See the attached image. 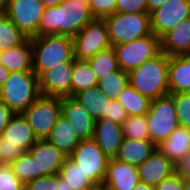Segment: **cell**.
Masks as SVG:
<instances>
[{
	"label": "cell",
	"mask_w": 190,
	"mask_h": 190,
	"mask_svg": "<svg viewBox=\"0 0 190 190\" xmlns=\"http://www.w3.org/2000/svg\"><path fill=\"white\" fill-rule=\"evenodd\" d=\"M116 12L120 13H148L147 0H117Z\"/></svg>",
	"instance_id": "obj_39"
},
{
	"label": "cell",
	"mask_w": 190,
	"mask_h": 190,
	"mask_svg": "<svg viewBox=\"0 0 190 190\" xmlns=\"http://www.w3.org/2000/svg\"><path fill=\"white\" fill-rule=\"evenodd\" d=\"M13 115L14 113L0 101V136Z\"/></svg>",
	"instance_id": "obj_43"
},
{
	"label": "cell",
	"mask_w": 190,
	"mask_h": 190,
	"mask_svg": "<svg viewBox=\"0 0 190 190\" xmlns=\"http://www.w3.org/2000/svg\"><path fill=\"white\" fill-rule=\"evenodd\" d=\"M97 80L119 70L113 46L98 52L88 60Z\"/></svg>",
	"instance_id": "obj_30"
},
{
	"label": "cell",
	"mask_w": 190,
	"mask_h": 190,
	"mask_svg": "<svg viewBox=\"0 0 190 190\" xmlns=\"http://www.w3.org/2000/svg\"><path fill=\"white\" fill-rule=\"evenodd\" d=\"M103 19L111 46L128 43L152 33L149 13L115 12Z\"/></svg>",
	"instance_id": "obj_6"
},
{
	"label": "cell",
	"mask_w": 190,
	"mask_h": 190,
	"mask_svg": "<svg viewBox=\"0 0 190 190\" xmlns=\"http://www.w3.org/2000/svg\"><path fill=\"white\" fill-rule=\"evenodd\" d=\"M26 38L6 15H0V51L17 46Z\"/></svg>",
	"instance_id": "obj_33"
},
{
	"label": "cell",
	"mask_w": 190,
	"mask_h": 190,
	"mask_svg": "<svg viewBox=\"0 0 190 190\" xmlns=\"http://www.w3.org/2000/svg\"><path fill=\"white\" fill-rule=\"evenodd\" d=\"M123 138L150 140L146 115H131L122 123Z\"/></svg>",
	"instance_id": "obj_34"
},
{
	"label": "cell",
	"mask_w": 190,
	"mask_h": 190,
	"mask_svg": "<svg viewBox=\"0 0 190 190\" xmlns=\"http://www.w3.org/2000/svg\"><path fill=\"white\" fill-rule=\"evenodd\" d=\"M168 0H147V11L151 14L154 10L161 7Z\"/></svg>",
	"instance_id": "obj_44"
},
{
	"label": "cell",
	"mask_w": 190,
	"mask_h": 190,
	"mask_svg": "<svg viewBox=\"0 0 190 190\" xmlns=\"http://www.w3.org/2000/svg\"><path fill=\"white\" fill-rule=\"evenodd\" d=\"M69 158L96 185H102L110 160L93 139L81 140Z\"/></svg>",
	"instance_id": "obj_11"
},
{
	"label": "cell",
	"mask_w": 190,
	"mask_h": 190,
	"mask_svg": "<svg viewBox=\"0 0 190 190\" xmlns=\"http://www.w3.org/2000/svg\"><path fill=\"white\" fill-rule=\"evenodd\" d=\"M46 140L69 157L81 139L77 136L70 122L61 115Z\"/></svg>",
	"instance_id": "obj_25"
},
{
	"label": "cell",
	"mask_w": 190,
	"mask_h": 190,
	"mask_svg": "<svg viewBox=\"0 0 190 190\" xmlns=\"http://www.w3.org/2000/svg\"><path fill=\"white\" fill-rule=\"evenodd\" d=\"M40 96L38 76L33 71L11 72L0 88V101L14 114H22Z\"/></svg>",
	"instance_id": "obj_4"
},
{
	"label": "cell",
	"mask_w": 190,
	"mask_h": 190,
	"mask_svg": "<svg viewBox=\"0 0 190 190\" xmlns=\"http://www.w3.org/2000/svg\"><path fill=\"white\" fill-rule=\"evenodd\" d=\"M133 190H154L151 186L148 184H144L142 182H139Z\"/></svg>",
	"instance_id": "obj_49"
},
{
	"label": "cell",
	"mask_w": 190,
	"mask_h": 190,
	"mask_svg": "<svg viewBox=\"0 0 190 190\" xmlns=\"http://www.w3.org/2000/svg\"><path fill=\"white\" fill-rule=\"evenodd\" d=\"M129 84L127 72L119 69L98 80V87L109 98L117 99L118 95Z\"/></svg>",
	"instance_id": "obj_31"
},
{
	"label": "cell",
	"mask_w": 190,
	"mask_h": 190,
	"mask_svg": "<svg viewBox=\"0 0 190 190\" xmlns=\"http://www.w3.org/2000/svg\"><path fill=\"white\" fill-rule=\"evenodd\" d=\"M73 62L52 66L38 76L40 93L56 98L71 97V75Z\"/></svg>",
	"instance_id": "obj_14"
},
{
	"label": "cell",
	"mask_w": 190,
	"mask_h": 190,
	"mask_svg": "<svg viewBox=\"0 0 190 190\" xmlns=\"http://www.w3.org/2000/svg\"><path fill=\"white\" fill-rule=\"evenodd\" d=\"M139 183L138 168L110 159L107 164L106 176L101 186H108L117 190H133Z\"/></svg>",
	"instance_id": "obj_19"
},
{
	"label": "cell",
	"mask_w": 190,
	"mask_h": 190,
	"mask_svg": "<svg viewBox=\"0 0 190 190\" xmlns=\"http://www.w3.org/2000/svg\"><path fill=\"white\" fill-rule=\"evenodd\" d=\"M61 115L70 122L81 140L93 138L96 120L76 99L73 97L61 98Z\"/></svg>",
	"instance_id": "obj_15"
},
{
	"label": "cell",
	"mask_w": 190,
	"mask_h": 190,
	"mask_svg": "<svg viewBox=\"0 0 190 190\" xmlns=\"http://www.w3.org/2000/svg\"><path fill=\"white\" fill-rule=\"evenodd\" d=\"M24 190H58V174L36 178L26 183Z\"/></svg>",
	"instance_id": "obj_38"
},
{
	"label": "cell",
	"mask_w": 190,
	"mask_h": 190,
	"mask_svg": "<svg viewBox=\"0 0 190 190\" xmlns=\"http://www.w3.org/2000/svg\"><path fill=\"white\" fill-rule=\"evenodd\" d=\"M32 128L22 114H14L0 136V163L11 164L36 143Z\"/></svg>",
	"instance_id": "obj_5"
},
{
	"label": "cell",
	"mask_w": 190,
	"mask_h": 190,
	"mask_svg": "<svg viewBox=\"0 0 190 190\" xmlns=\"http://www.w3.org/2000/svg\"><path fill=\"white\" fill-rule=\"evenodd\" d=\"M146 118L150 141L158 146L179 126L172 96L167 94L151 100Z\"/></svg>",
	"instance_id": "obj_7"
},
{
	"label": "cell",
	"mask_w": 190,
	"mask_h": 190,
	"mask_svg": "<svg viewBox=\"0 0 190 190\" xmlns=\"http://www.w3.org/2000/svg\"><path fill=\"white\" fill-rule=\"evenodd\" d=\"M128 116L129 115L124 107L116 99H111L108 103L107 112L104 114L103 118L122 125Z\"/></svg>",
	"instance_id": "obj_40"
},
{
	"label": "cell",
	"mask_w": 190,
	"mask_h": 190,
	"mask_svg": "<svg viewBox=\"0 0 190 190\" xmlns=\"http://www.w3.org/2000/svg\"><path fill=\"white\" fill-rule=\"evenodd\" d=\"M10 71L6 69L1 63H0V88L3 86V84L7 81L10 75Z\"/></svg>",
	"instance_id": "obj_45"
},
{
	"label": "cell",
	"mask_w": 190,
	"mask_h": 190,
	"mask_svg": "<svg viewBox=\"0 0 190 190\" xmlns=\"http://www.w3.org/2000/svg\"><path fill=\"white\" fill-rule=\"evenodd\" d=\"M22 115L37 139H46L61 116V98L41 95Z\"/></svg>",
	"instance_id": "obj_10"
},
{
	"label": "cell",
	"mask_w": 190,
	"mask_h": 190,
	"mask_svg": "<svg viewBox=\"0 0 190 190\" xmlns=\"http://www.w3.org/2000/svg\"><path fill=\"white\" fill-rule=\"evenodd\" d=\"M128 75L129 84L150 100L169 94L168 56L163 52L131 70Z\"/></svg>",
	"instance_id": "obj_2"
},
{
	"label": "cell",
	"mask_w": 190,
	"mask_h": 190,
	"mask_svg": "<svg viewBox=\"0 0 190 190\" xmlns=\"http://www.w3.org/2000/svg\"><path fill=\"white\" fill-rule=\"evenodd\" d=\"M190 17V0H168L150 14L151 32L162 38L174 26Z\"/></svg>",
	"instance_id": "obj_13"
},
{
	"label": "cell",
	"mask_w": 190,
	"mask_h": 190,
	"mask_svg": "<svg viewBox=\"0 0 190 190\" xmlns=\"http://www.w3.org/2000/svg\"><path fill=\"white\" fill-rule=\"evenodd\" d=\"M176 109L179 126L190 130V93L170 94Z\"/></svg>",
	"instance_id": "obj_35"
},
{
	"label": "cell",
	"mask_w": 190,
	"mask_h": 190,
	"mask_svg": "<svg viewBox=\"0 0 190 190\" xmlns=\"http://www.w3.org/2000/svg\"><path fill=\"white\" fill-rule=\"evenodd\" d=\"M102 187H103V190H117V189H112V188H110L108 186H102Z\"/></svg>",
	"instance_id": "obj_53"
},
{
	"label": "cell",
	"mask_w": 190,
	"mask_h": 190,
	"mask_svg": "<svg viewBox=\"0 0 190 190\" xmlns=\"http://www.w3.org/2000/svg\"><path fill=\"white\" fill-rule=\"evenodd\" d=\"M119 69L129 73L161 53V39L153 33L128 43L113 46Z\"/></svg>",
	"instance_id": "obj_8"
},
{
	"label": "cell",
	"mask_w": 190,
	"mask_h": 190,
	"mask_svg": "<svg viewBox=\"0 0 190 190\" xmlns=\"http://www.w3.org/2000/svg\"><path fill=\"white\" fill-rule=\"evenodd\" d=\"M156 149L150 140L123 138L116 160L133 166H140Z\"/></svg>",
	"instance_id": "obj_23"
},
{
	"label": "cell",
	"mask_w": 190,
	"mask_h": 190,
	"mask_svg": "<svg viewBox=\"0 0 190 190\" xmlns=\"http://www.w3.org/2000/svg\"><path fill=\"white\" fill-rule=\"evenodd\" d=\"M169 94L190 93V55L168 57Z\"/></svg>",
	"instance_id": "obj_21"
},
{
	"label": "cell",
	"mask_w": 190,
	"mask_h": 190,
	"mask_svg": "<svg viewBox=\"0 0 190 190\" xmlns=\"http://www.w3.org/2000/svg\"><path fill=\"white\" fill-rule=\"evenodd\" d=\"M10 0H0V15H5Z\"/></svg>",
	"instance_id": "obj_47"
},
{
	"label": "cell",
	"mask_w": 190,
	"mask_h": 190,
	"mask_svg": "<svg viewBox=\"0 0 190 190\" xmlns=\"http://www.w3.org/2000/svg\"><path fill=\"white\" fill-rule=\"evenodd\" d=\"M74 59L88 61L98 52L111 47L103 18H93L73 38Z\"/></svg>",
	"instance_id": "obj_9"
},
{
	"label": "cell",
	"mask_w": 190,
	"mask_h": 190,
	"mask_svg": "<svg viewBox=\"0 0 190 190\" xmlns=\"http://www.w3.org/2000/svg\"><path fill=\"white\" fill-rule=\"evenodd\" d=\"M0 190H24V184L16 177L9 164H0Z\"/></svg>",
	"instance_id": "obj_36"
},
{
	"label": "cell",
	"mask_w": 190,
	"mask_h": 190,
	"mask_svg": "<svg viewBox=\"0 0 190 190\" xmlns=\"http://www.w3.org/2000/svg\"><path fill=\"white\" fill-rule=\"evenodd\" d=\"M161 52L168 57L190 55V17L179 22L161 38Z\"/></svg>",
	"instance_id": "obj_20"
},
{
	"label": "cell",
	"mask_w": 190,
	"mask_h": 190,
	"mask_svg": "<svg viewBox=\"0 0 190 190\" xmlns=\"http://www.w3.org/2000/svg\"><path fill=\"white\" fill-rule=\"evenodd\" d=\"M92 139L109 159H113L123 140L122 126L106 118L98 119Z\"/></svg>",
	"instance_id": "obj_18"
},
{
	"label": "cell",
	"mask_w": 190,
	"mask_h": 190,
	"mask_svg": "<svg viewBox=\"0 0 190 190\" xmlns=\"http://www.w3.org/2000/svg\"><path fill=\"white\" fill-rule=\"evenodd\" d=\"M117 0H89L88 5L94 18H105L116 12Z\"/></svg>",
	"instance_id": "obj_37"
},
{
	"label": "cell",
	"mask_w": 190,
	"mask_h": 190,
	"mask_svg": "<svg viewBox=\"0 0 190 190\" xmlns=\"http://www.w3.org/2000/svg\"><path fill=\"white\" fill-rule=\"evenodd\" d=\"M58 190H71L67 182L58 176Z\"/></svg>",
	"instance_id": "obj_48"
},
{
	"label": "cell",
	"mask_w": 190,
	"mask_h": 190,
	"mask_svg": "<svg viewBox=\"0 0 190 190\" xmlns=\"http://www.w3.org/2000/svg\"><path fill=\"white\" fill-rule=\"evenodd\" d=\"M28 152L37 161L38 178L58 174L67 157L46 139L37 140Z\"/></svg>",
	"instance_id": "obj_16"
},
{
	"label": "cell",
	"mask_w": 190,
	"mask_h": 190,
	"mask_svg": "<svg viewBox=\"0 0 190 190\" xmlns=\"http://www.w3.org/2000/svg\"><path fill=\"white\" fill-rule=\"evenodd\" d=\"M127 111L128 115H146L151 100L128 84L116 99Z\"/></svg>",
	"instance_id": "obj_29"
},
{
	"label": "cell",
	"mask_w": 190,
	"mask_h": 190,
	"mask_svg": "<svg viewBox=\"0 0 190 190\" xmlns=\"http://www.w3.org/2000/svg\"><path fill=\"white\" fill-rule=\"evenodd\" d=\"M44 5L40 0H10L5 15L27 37L39 36Z\"/></svg>",
	"instance_id": "obj_12"
},
{
	"label": "cell",
	"mask_w": 190,
	"mask_h": 190,
	"mask_svg": "<svg viewBox=\"0 0 190 190\" xmlns=\"http://www.w3.org/2000/svg\"><path fill=\"white\" fill-rule=\"evenodd\" d=\"M44 7L57 6L64 0H40Z\"/></svg>",
	"instance_id": "obj_46"
},
{
	"label": "cell",
	"mask_w": 190,
	"mask_h": 190,
	"mask_svg": "<svg viewBox=\"0 0 190 190\" xmlns=\"http://www.w3.org/2000/svg\"><path fill=\"white\" fill-rule=\"evenodd\" d=\"M91 115L94 120L104 117L108 109L109 99L98 86L80 91L73 96Z\"/></svg>",
	"instance_id": "obj_26"
},
{
	"label": "cell",
	"mask_w": 190,
	"mask_h": 190,
	"mask_svg": "<svg viewBox=\"0 0 190 190\" xmlns=\"http://www.w3.org/2000/svg\"><path fill=\"white\" fill-rule=\"evenodd\" d=\"M75 2H80V3H84V4H88L89 0H72Z\"/></svg>",
	"instance_id": "obj_52"
},
{
	"label": "cell",
	"mask_w": 190,
	"mask_h": 190,
	"mask_svg": "<svg viewBox=\"0 0 190 190\" xmlns=\"http://www.w3.org/2000/svg\"><path fill=\"white\" fill-rule=\"evenodd\" d=\"M183 190H190V179H183Z\"/></svg>",
	"instance_id": "obj_50"
},
{
	"label": "cell",
	"mask_w": 190,
	"mask_h": 190,
	"mask_svg": "<svg viewBox=\"0 0 190 190\" xmlns=\"http://www.w3.org/2000/svg\"><path fill=\"white\" fill-rule=\"evenodd\" d=\"M90 190H103V187L101 185L95 186Z\"/></svg>",
	"instance_id": "obj_51"
},
{
	"label": "cell",
	"mask_w": 190,
	"mask_h": 190,
	"mask_svg": "<svg viewBox=\"0 0 190 190\" xmlns=\"http://www.w3.org/2000/svg\"><path fill=\"white\" fill-rule=\"evenodd\" d=\"M13 173L25 185L38 178L37 161L29 152H25L10 164Z\"/></svg>",
	"instance_id": "obj_32"
},
{
	"label": "cell",
	"mask_w": 190,
	"mask_h": 190,
	"mask_svg": "<svg viewBox=\"0 0 190 190\" xmlns=\"http://www.w3.org/2000/svg\"><path fill=\"white\" fill-rule=\"evenodd\" d=\"M93 18L88 4L64 0L57 6L44 8L39 36L61 35L73 38Z\"/></svg>",
	"instance_id": "obj_1"
},
{
	"label": "cell",
	"mask_w": 190,
	"mask_h": 190,
	"mask_svg": "<svg viewBox=\"0 0 190 190\" xmlns=\"http://www.w3.org/2000/svg\"><path fill=\"white\" fill-rule=\"evenodd\" d=\"M32 68L39 76L60 63L74 61L73 39L69 36L43 35L31 38Z\"/></svg>",
	"instance_id": "obj_3"
},
{
	"label": "cell",
	"mask_w": 190,
	"mask_h": 190,
	"mask_svg": "<svg viewBox=\"0 0 190 190\" xmlns=\"http://www.w3.org/2000/svg\"><path fill=\"white\" fill-rule=\"evenodd\" d=\"M138 168L139 182L152 188L174 174L173 163L157 148Z\"/></svg>",
	"instance_id": "obj_17"
},
{
	"label": "cell",
	"mask_w": 190,
	"mask_h": 190,
	"mask_svg": "<svg viewBox=\"0 0 190 190\" xmlns=\"http://www.w3.org/2000/svg\"><path fill=\"white\" fill-rule=\"evenodd\" d=\"M154 190H183V179L173 174L156 185Z\"/></svg>",
	"instance_id": "obj_42"
},
{
	"label": "cell",
	"mask_w": 190,
	"mask_h": 190,
	"mask_svg": "<svg viewBox=\"0 0 190 190\" xmlns=\"http://www.w3.org/2000/svg\"><path fill=\"white\" fill-rule=\"evenodd\" d=\"M174 175L182 179H190V151L173 164Z\"/></svg>",
	"instance_id": "obj_41"
},
{
	"label": "cell",
	"mask_w": 190,
	"mask_h": 190,
	"mask_svg": "<svg viewBox=\"0 0 190 190\" xmlns=\"http://www.w3.org/2000/svg\"><path fill=\"white\" fill-rule=\"evenodd\" d=\"M98 85V80L88 61L73 62V71L71 75V97L80 91Z\"/></svg>",
	"instance_id": "obj_28"
},
{
	"label": "cell",
	"mask_w": 190,
	"mask_h": 190,
	"mask_svg": "<svg viewBox=\"0 0 190 190\" xmlns=\"http://www.w3.org/2000/svg\"><path fill=\"white\" fill-rule=\"evenodd\" d=\"M0 63L10 72L33 71L31 38L0 51Z\"/></svg>",
	"instance_id": "obj_22"
},
{
	"label": "cell",
	"mask_w": 190,
	"mask_h": 190,
	"mask_svg": "<svg viewBox=\"0 0 190 190\" xmlns=\"http://www.w3.org/2000/svg\"><path fill=\"white\" fill-rule=\"evenodd\" d=\"M58 176L67 182L71 190H90L96 186L69 157L64 160Z\"/></svg>",
	"instance_id": "obj_27"
},
{
	"label": "cell",
	"mask_w": 190,
	"mask_h": 190,
	"mask_svg": "<svg viewBox=\"0 0 190 190\" xmlns=\"http://www.w3.org/2000/svg\"><path fill=\"white\" fill-rule=\"evenodd\" d=\"M156 148L174 164L190 151V130L178 126Z\"/></svg>",
	"instance_id": "obj_24"
}]
</instances>
